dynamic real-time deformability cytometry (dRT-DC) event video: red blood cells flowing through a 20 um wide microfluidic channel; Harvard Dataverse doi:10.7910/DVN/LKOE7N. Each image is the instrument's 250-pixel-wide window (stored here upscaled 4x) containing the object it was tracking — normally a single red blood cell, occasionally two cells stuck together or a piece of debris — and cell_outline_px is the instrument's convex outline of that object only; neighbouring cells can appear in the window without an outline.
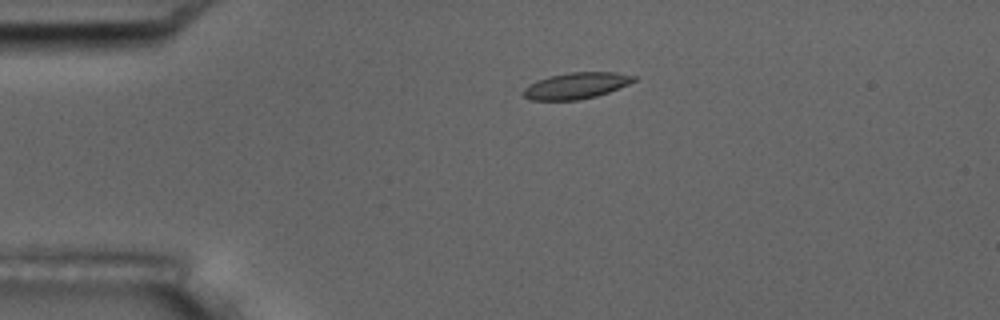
{"species": "common noctule bat (a hibernating species)", "species_latin": "Nyctalus noctula", "temperature_condition": "room temperature", "stored_images_in_passage": 4, "camera_frame_rate_fps": 3000, "um_per_image_px": 0.085, "animal": {"sex": "male", "body_mass_g": 17.5, "forearm_length_mm": 52.3}, "frame": {"image": 1, "passage_image": 3, "time_ms": 3.0, "image_size_px": [1000, 320], "cell_outline_px": [[636, 80], [628, 84], [608, 92], [596, 96], [580, 100], [528, 100], [524, 96], [524, 88], [536, 80], [548, 76], [568, 72], [616, 72], [636, 76]], "centroid_in_image_um": [48.96, 7.28], "position_along_channel_um": 36.0, "area_um2": 16.94}}